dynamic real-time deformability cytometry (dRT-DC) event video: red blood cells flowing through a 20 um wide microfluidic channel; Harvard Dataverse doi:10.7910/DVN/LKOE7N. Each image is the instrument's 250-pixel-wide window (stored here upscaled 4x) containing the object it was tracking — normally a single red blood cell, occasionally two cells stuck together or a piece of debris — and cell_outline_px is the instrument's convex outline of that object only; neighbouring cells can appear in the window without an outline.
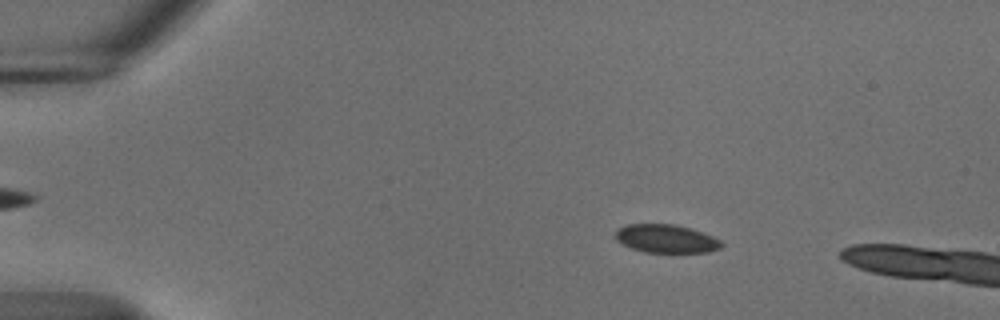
{"species": "common noctule bat (a hibernating species)", "species_latin": "Nyctalus noctula", "temperature_condition": "cold", "stored_images_in_passage": 8, "camera_frame_rate_fps": 3000, "um_per_image_px": 0.085, "animal": {"sex": "male", "body_mass_g": 18.8}, "frame": {"image": 1, "passage_image": 4, "time_ms": 1.0, "image_size_px": [1000, 320], "cell_outline_px": [[724, 244], [720, 248], [708, 252], [644, 252], [632, 248], [616, 240], [616, 228], [628, 224], [676, 224], [692, 228], [712, 236], [720, 240]], "centroid_in_image_um": [56.63, 20.28], "position_along_channel_um": 28.4, "area_um2": 17.51}}